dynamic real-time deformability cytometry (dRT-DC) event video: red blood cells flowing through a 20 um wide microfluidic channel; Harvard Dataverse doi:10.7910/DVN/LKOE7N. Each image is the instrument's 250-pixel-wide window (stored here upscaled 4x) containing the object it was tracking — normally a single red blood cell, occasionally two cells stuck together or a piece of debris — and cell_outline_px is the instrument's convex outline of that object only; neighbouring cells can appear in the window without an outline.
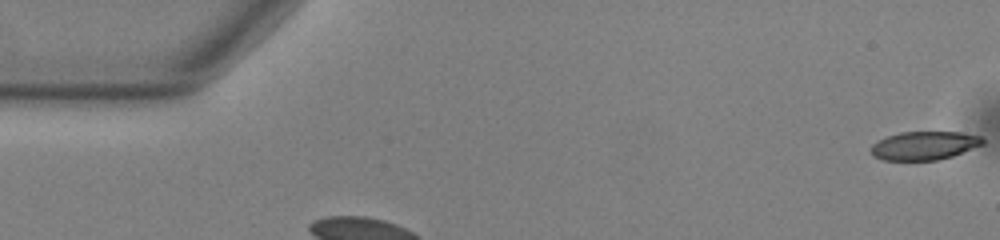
{"species": "common noctule bat (a hibernating species)", "species_latin": "Nyctalus noctula", "temperature_condition": "warm", "stored_images_in_passage": 54, "camera_frame_rate_fps": 3000, "um_per_image_px": 0.085, "animal": {"sex": "male", "body_mass_g": 13.0, "forearm_length_mm": 53.1}, "frame": {"image": 1, "passage_image": 1, "time_ms": 0.0, "image_size_px": [1000, 240], "cell_outline_px": [[984, 144], [952, 156], [936, 160], [884, 160], [872, 156], [872, 144], [888, 136], [900, 132], [960, 132], [980, 136], [984, 140]], "centroid_in_image_um": [78.58, 12.37], "position_along_channel_um": 6.4, "area_um2": 18.38}}
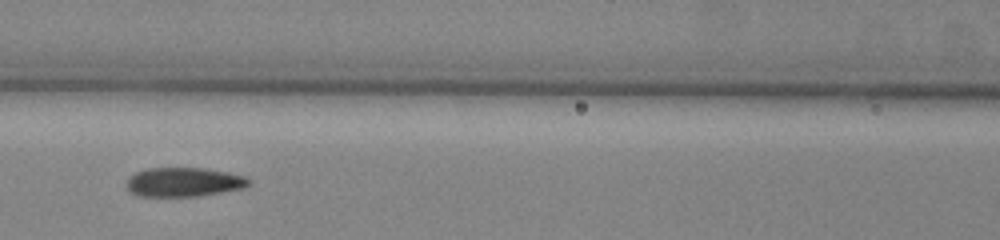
{"frame": {"image": 2, "passage_image": 24, "time_ms": 7.667, "image_size_px": [1000, 240], "cell_outline_px": [[252, 180], [244, 188], [200, 196], [140, 196], [132, 192], [128, 188], [128, 176], [136, 172], [148, 168], [204, 168], [228, 172], [244, 176]], "centroid_in_image_um": [15.65, 15.47], "position_along_channel_um": 150.9, "area_um2": 20.69}}
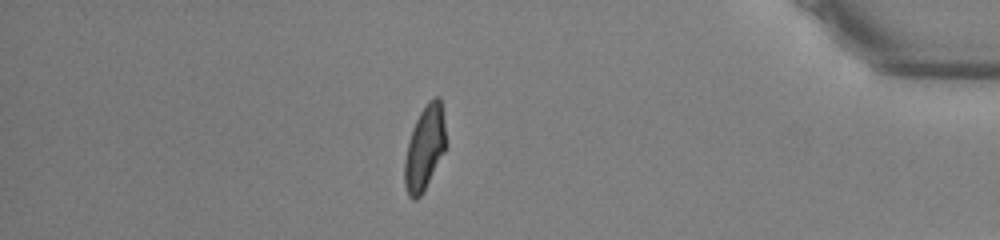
{"frame": {"image": 3, "passage_image": 47, "time_ms": 15.333, "image_size_px": [1000, 240], "cell_outline_px": [[444, 152], [424, 192], [416, 200], [412, 200], [408, 196], [404, 184], [404, 160], [408, 140], [412, 128], [420, 112], [428, 100], [432, 96], [440, 96], [444, 124]], "centroid_in_image_um": [36.06, 12.6], "position_along_channel_um": 399.1, "area_um2": 20.35}, "authors_computed_cell_mechanics": {"area_um2": 20.6346, "velocity_mm_per_s": 3.7878, "shape_relaxation_time_tau1_ms": 4.9087, "shape_relaxation_time_tau2_ms": 1.4676, "deformation_change_tau1": 0.1716, "deformation_change_tau2": 0.0788}}